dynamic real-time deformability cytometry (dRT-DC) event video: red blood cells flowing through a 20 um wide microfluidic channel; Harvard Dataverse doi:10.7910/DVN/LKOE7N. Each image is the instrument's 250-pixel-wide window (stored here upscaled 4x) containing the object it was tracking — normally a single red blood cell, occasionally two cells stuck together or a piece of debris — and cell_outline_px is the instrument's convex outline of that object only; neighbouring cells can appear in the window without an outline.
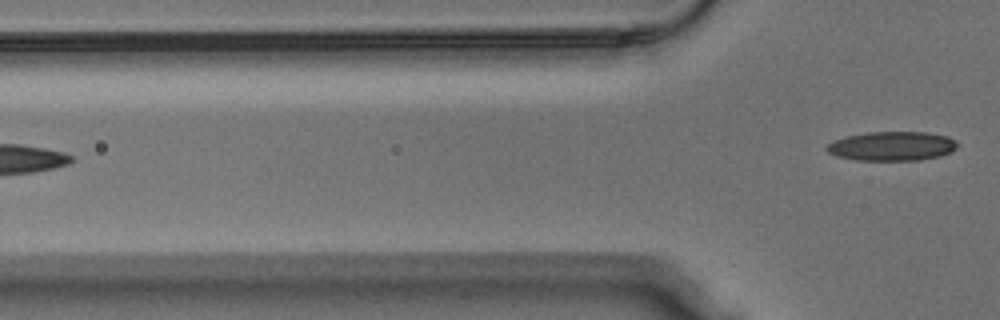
{"species": "Egyptian fruit bat (a non-hibernating species)", "species_latin": "Rousettus aegyptiacus", "temperature_condition": "warm", "stored_images_in_passage": 2, "camera_frame_rate_fps": 3000, "um_per_image_px": 0.085, "animal": {"sex": "male"}, "frame": {"image": 1, "passage_image": 2, "time_ms": 0.333, "image_size_px": [1000, 320], "cell_outline_px": [[956, 148], [952, 152], [940, 156], [920, 160], [856, 160], [836, 156], [828, 152], [824, 148], [832, 140], [844, 136], [868, 132], [928, 132], [948, 136], [956, 140]], "centroid_in_image_um": [75.8, 12.41], "position_along_channel_um": 50.0, "area_um2": 22.48}}